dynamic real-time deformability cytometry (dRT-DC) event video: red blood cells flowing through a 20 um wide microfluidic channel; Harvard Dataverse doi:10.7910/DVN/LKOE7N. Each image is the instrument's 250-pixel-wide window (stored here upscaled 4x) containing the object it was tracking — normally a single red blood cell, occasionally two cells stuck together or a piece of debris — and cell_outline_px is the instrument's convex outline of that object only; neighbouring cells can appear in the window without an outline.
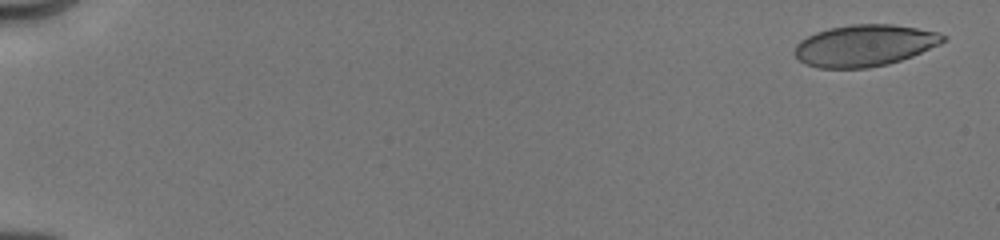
{"species": "human", "species_latin": "Homo sapiens", "temperature_condition": "cold", "stored_images_in_passage": 7, "camera_frame_rate_fps": 3000, "um_per_image_px": 0.085, "donor": {"sex": "male"}, "frame": {"image": 1, "passage_image": 1, "time_ms": 0.0, "image_size_px": [1000, 240], "cell_outline_px": [[948, 40], [940, 44], [912, 56], [888, 64], [868, 68], [816, 68], [804, 64], [792, 52], [796, 44], [800, 40], [816, 32], [828, 28], [852, 24], [892, 24], [940, 32], [948, 36]], "centroid_in_image_um": [73.49, 3.87], "position_along_channel_um": 11.5, "area_um2": 36.3}}
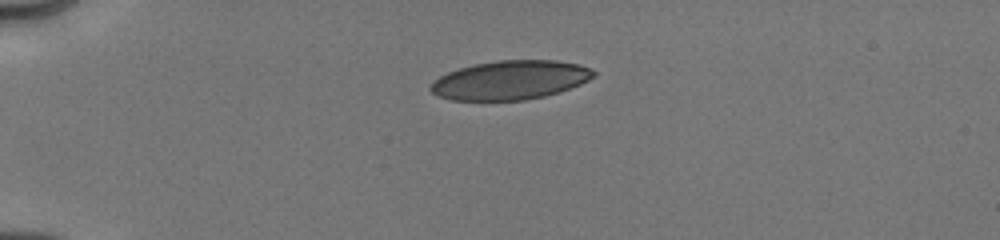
{"frame": {"image": 2, "passage_image": 5, "time_ms": 4.0, "image_size_px": [1000, 240], "cell_outline_px": [[596, 76], [580, 84], [544, 96], [524, 100], [452, 100], [436, 96], [428, 88], [440, 76], [448, 72], [460, 68], [476, 64], [496, 60], [556, 60], [580, 64], [596, 72]], "centroid_in_image_um": [43.37, 6.8], "position_along_channel_um": 41.6, "area_um2": 36.82}}
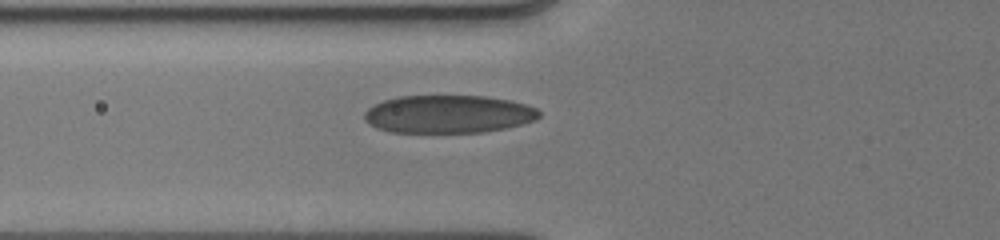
{"frame": {"image": 3, "passage_image": 7, "time_ms": 6.333, "image_size_px": [1000, 240], "cell_outline_px": [[540, 116], [536, 120], [504, 128], [484, 132], [392, 132], [380, 128], [364, 120], [364, 112], [372, 104], [384, 100], [400, 96], [488, 96], [512, 100], [528, 104], [536, 108], [540, 112]], "centroid_in_image_um": [38.14, 9.69], "position_along_channel_um": 87.7, "area_um2": 38.67}}